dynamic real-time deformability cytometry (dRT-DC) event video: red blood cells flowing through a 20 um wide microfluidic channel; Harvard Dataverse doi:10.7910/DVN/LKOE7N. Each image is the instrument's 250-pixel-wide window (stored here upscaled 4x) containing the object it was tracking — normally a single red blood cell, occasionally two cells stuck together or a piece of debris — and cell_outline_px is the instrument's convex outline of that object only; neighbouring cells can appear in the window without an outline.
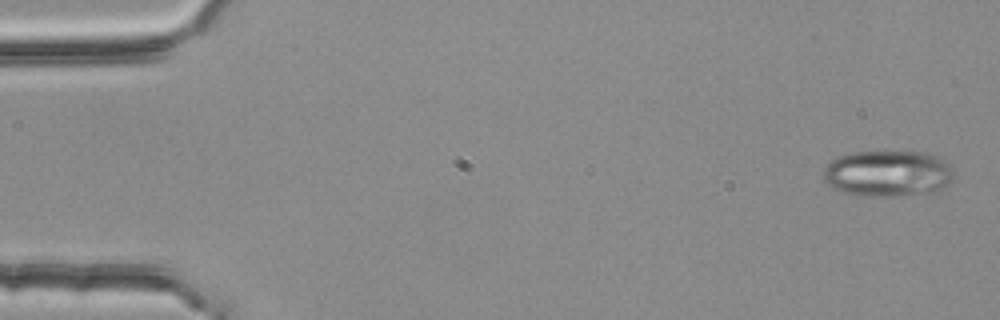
{"species": "common noctule bat (a hibernating species)", "species_latin": "Nyctalus noctula", "temperature_condition": "room temperature", "stored_images_in_passage": 5, "camera_frame_rate_fps": 3000, "um_per_image_px": 0.085, "animal": {"sex": "female", "body_mass_g": 25.1}, "frame": {"image": 1, "passage_image": 1, "time_ms": 0.0, "image_size_px": [1000, 320], "cell_outline_px": [[952, 180], [936, 196], [860, 196], [844, 192], [832, 188], [824, 180], [824, 168], [836, 156], [852, 152], [928, 152], [936, 156], [948, 164], [952, 168]], "centroid_in_image_um": [75.52, 14.79], "position_along_channel_um": 9.5, "area_um2": 36.01}}